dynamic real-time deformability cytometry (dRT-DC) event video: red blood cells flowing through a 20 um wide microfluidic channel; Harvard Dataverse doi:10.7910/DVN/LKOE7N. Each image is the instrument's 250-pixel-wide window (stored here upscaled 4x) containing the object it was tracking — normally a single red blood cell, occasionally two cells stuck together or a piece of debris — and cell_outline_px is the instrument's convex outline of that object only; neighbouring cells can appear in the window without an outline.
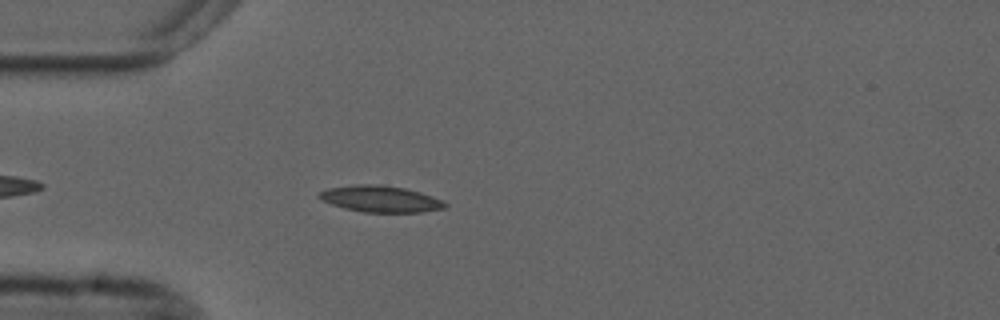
{"species": "common noctule bat (a hibernating species)", "species_latin": "Nyctalus noctula", "temperature_condition": "cold", "stored_images_in_passage": 41, "camera_frame_rate_fps": 3000, "um_per_image_px": 0.085, "animal": {"sex": "male", "forearm_length_mm": 52.5}, "frame": {"image": 1, "passage_image": 6, "time_ms": 1.667, "image_size_px": [1000, 320], "cell_outline_px": [[448, 204], [444, 208], [424, 212], [364, 212], [344, 208], [332, 204], [316, 196], [320, 192], [328, 188], [360, 184], [380, 184], [404, 188], [420, 192], [432, 196]], "centroid_in_image_um": [32.35, 16.91], "position_along_channel_um": 52.7, "area_um2": 19.19}}
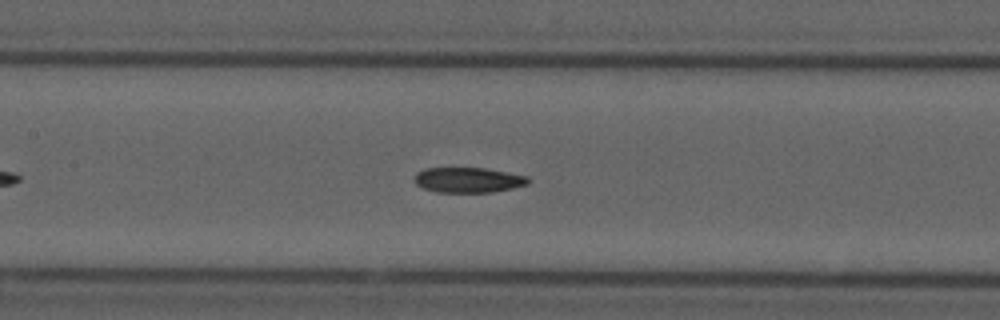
{"frame": {"image": 2, "passage_image": 16, "time_ms": 5.0, "image_size_px": [1000, 320], "cell_outline_px": [[532, 180], [528, 184], [512, 188], [492, 192], [436, 192], [424, 188], [416, 184], [416, 172], [424, 168], [484, 168], [528, 176]], "centroid_in_image_um": [39.83, 15.29], "position_along_channel_um": 167.6, "area_um2": 16.65}}
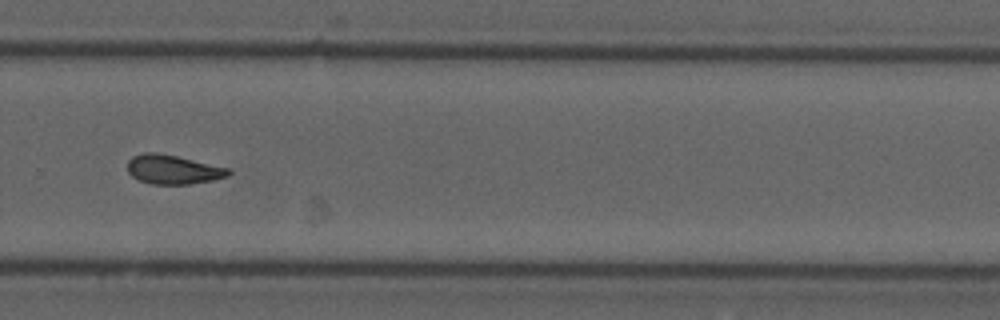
{"frame": {"image": 3, "passage_image": 28, "time_ms": 9.0, "image_size_px": [1000, 320], "cell_outline_px": [[232, 172], [228, 176], [212, 180], [188, 184], [152, 184], [140, 180], [132, 176], [128, 172], [128, 160], [132, 156], [144, 152], [156, 152], [176, 156], [232, 168]], "centroid_in_image_um": [14.73, 14.4], "position_along_channel_um": 315.1, "area_um2": 17.22}, "authors_computed_cell_mechanics": {"area_um2": 17.3978, "velocity_mm_per_s": 3.7021, "shape_relaxation_time_tau1_ms": null, "shape_relaxation_time_tau2_ms": 5.3813, "deformation_change_tau1": null, "deformation_change_tau2": 0.1124}}